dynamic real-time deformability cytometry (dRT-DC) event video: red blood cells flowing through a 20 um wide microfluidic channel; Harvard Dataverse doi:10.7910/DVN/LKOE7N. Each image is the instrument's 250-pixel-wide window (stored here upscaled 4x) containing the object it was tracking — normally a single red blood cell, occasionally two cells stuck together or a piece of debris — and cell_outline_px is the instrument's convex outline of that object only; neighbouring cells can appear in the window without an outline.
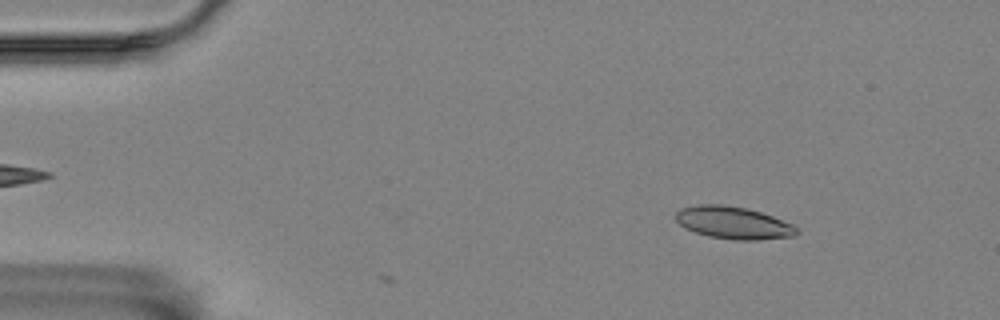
{"species": "Egyptian fruit bat (a non-hibernating species)", "species_latin": "Rousettus aegyptiacus", "temperature_condition": "room temperature", "stored_images_in_passage": 3, "camera_frame_rate_fps": 3000, "um_per_image_px": 0.085, "animal": {"sex": "female"}, "frame": {"image": 1, "passage_image": 1, "time_ms": 0.0, "image_size_px": [1000, 320], "cell_outline_px": [[800, 232], [796, 236], [756, 240], [732, 240], [708, 236], [684, 228], [676, 220], [676, 212], [680, 208], [696, 204], [724, 204], [744, 208], [760, 212], [772, 216], [792, 224]], "centroid_in_image_um": [62.32, 18.94], "position_along_channel_um": 22.7, "area_um2": 22.89}}